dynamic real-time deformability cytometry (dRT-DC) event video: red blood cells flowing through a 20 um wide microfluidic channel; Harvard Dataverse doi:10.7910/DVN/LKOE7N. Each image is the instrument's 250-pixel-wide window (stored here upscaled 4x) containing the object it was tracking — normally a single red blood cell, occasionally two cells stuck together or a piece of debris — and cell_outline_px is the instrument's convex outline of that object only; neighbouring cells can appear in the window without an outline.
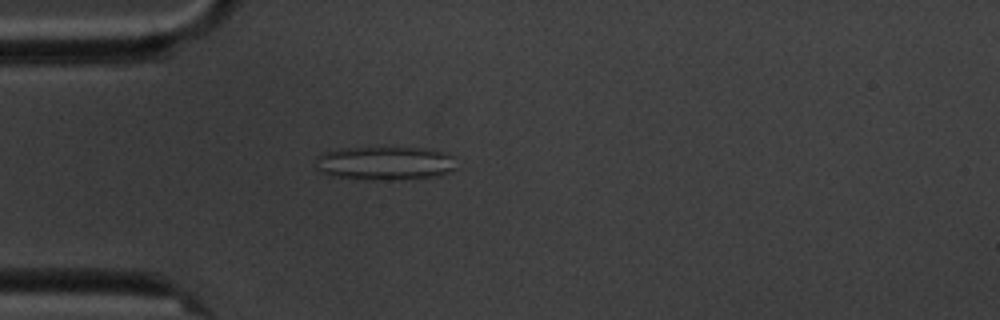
{"species": "common noctule bat (a hibernating species)", "species_latin": "Nyctalus noctula", "temperature_condition": "cold", "stored_images_in_passage": 6, "camera_frame_rate_fps": 3000, "um_per_image_px": 0.085, "animal": {"sex": "male", "body_mass_g": 20.1, "forearm_length_mm": 53.5}, "frame": {"image": 1, "passage_image": 5, "time_ms": 4.667, "image_size_px": [1000, 320], "cell_outline_px": [[456, 168], [440, 176], [388, 180], [368, 180], [332, 176], [320, 172], [316, 168], [316, 156], [324, 152], [340, 148], [424, 148], [444, 152], [452, 156]], "centroid_in_image_um": [32.68, 13.88], "position_along_channel_um": 52.3, "area_um2": 27.74}}